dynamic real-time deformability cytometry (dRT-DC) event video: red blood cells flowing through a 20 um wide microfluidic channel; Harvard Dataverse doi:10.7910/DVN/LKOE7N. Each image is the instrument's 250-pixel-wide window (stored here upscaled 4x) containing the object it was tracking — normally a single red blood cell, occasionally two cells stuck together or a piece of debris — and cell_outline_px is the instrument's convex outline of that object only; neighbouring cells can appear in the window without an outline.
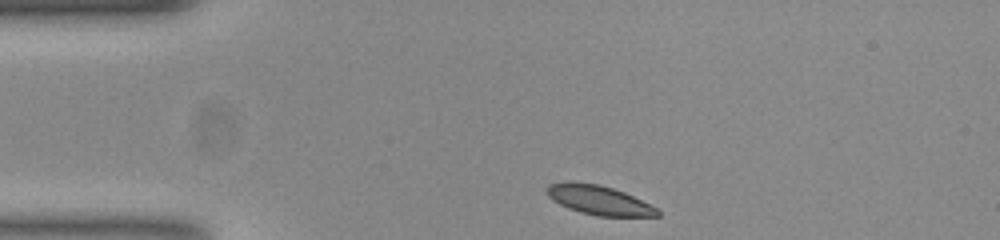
{"species": "common noctule bat (a hibernating species)", "species_latin": "Nyctalus noctula", "temperature_condition": "room temperature", "stored_images_in_passage": 24, "camera_frame_rate_fps": 3000, "um_per_image_px": 0.085, "animal": {"sex": "female", "body_mass_g": 23.0, "forearm_length_mm": 53.4}, "frame": {"image": 1, "passage_image": 1, "time_ms": 0.0, "image_size_px": [1000, 240], "cell_outline_px": [[660, 216], [596, 216], [580, 212], [568, 208], [552, 200], [548, 196], [548, 184], [568, 180], [600, 184], [624, 192], [656, 208], [660, 212]], "centroid_in_image_um": [50.86, 16.99], "position_along_channel_um": 34.1, "area_um2": 18.84}}
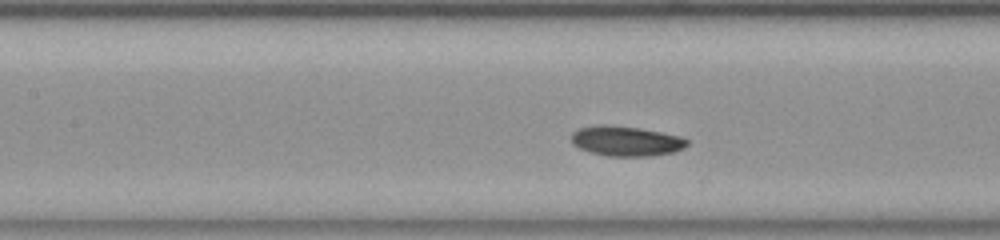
{"frame": {"image": 2, "passage_image": 14, "time_ms": 4.333, "image_size_px": [1000, 240], "cell_outline_px": [[688, 144], [684, 148], [676, 152], [652, 156], [608, 156], [592, 152], [580, 148], [572, 144], [572, 132], [580, 128], [600, 124], [604, 124], [640, 128], [680, 136], [688, 140]], "centroid_in_image_um": [53.24, 11.99], "position_along_channel_um": 154.2, "area_um2": 20.23}}
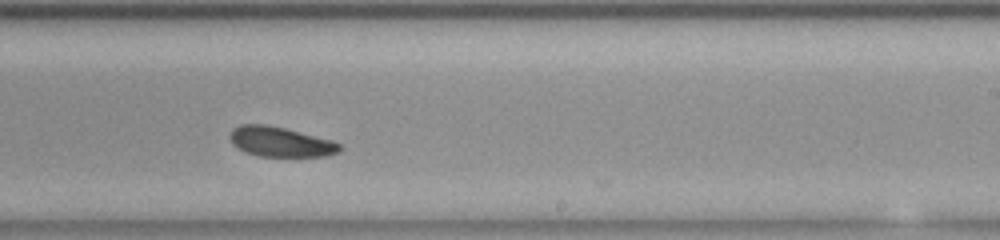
{"frame": {"image": 3, "passage_image": 23, "time_ms": 7.333, "image_size_px": [1000, 240], "cell_outline_px": [[340, 152], [328, 156], [260, 156], [244, 152], [232, 144], [228, 136], [232, 128], [240, 124], [264, 124], [284, 128], [332, 140], [340, 144]], "centroid_in_image_um": [23.8, 12.05], "position_along_channel_um": 265.2, "area_um2": 19.19}}